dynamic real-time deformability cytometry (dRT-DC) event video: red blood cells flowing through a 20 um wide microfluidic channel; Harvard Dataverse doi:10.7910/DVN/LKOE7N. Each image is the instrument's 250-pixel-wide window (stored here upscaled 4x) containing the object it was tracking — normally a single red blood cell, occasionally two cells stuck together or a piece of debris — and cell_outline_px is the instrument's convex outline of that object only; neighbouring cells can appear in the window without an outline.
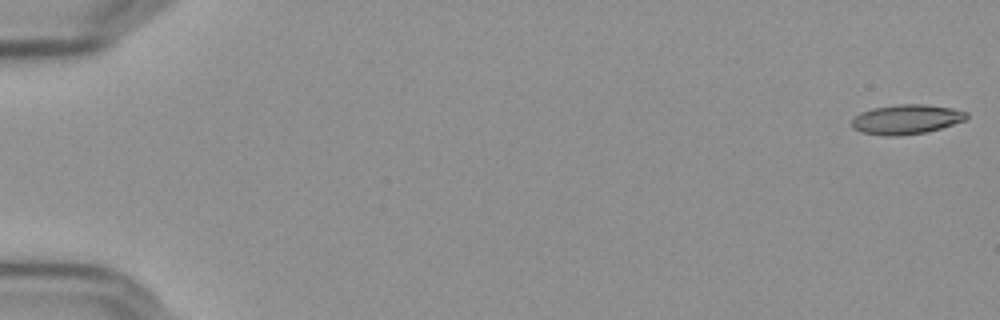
{"species": "Egyptian fruit bat (a non-hibernating species)", "species_latin": "Rousettus aegyptiacus", "temperature_condition": "cold", "stored_images_in_passage": 57, "camera_frame_rate_fps": 3000, "um_per_image_px": 0.085, "frame": {"image": 1, "passage_image": 1, "time_ms": 0.0, "image_size_px": [1000, 320], "cell_outline_px": [[968, 120], [928, 132], [896, 136], [884, 136], [860, 132], [852, 128], [852, 120], [860, 112], [872, 108], [900, 104], [924, 104], [952, 108], [968, 112]], "centroid_in_image_um": [77.07, 10.15], "position_along_channel_um": 7.9, "area_um2": 20.06}}
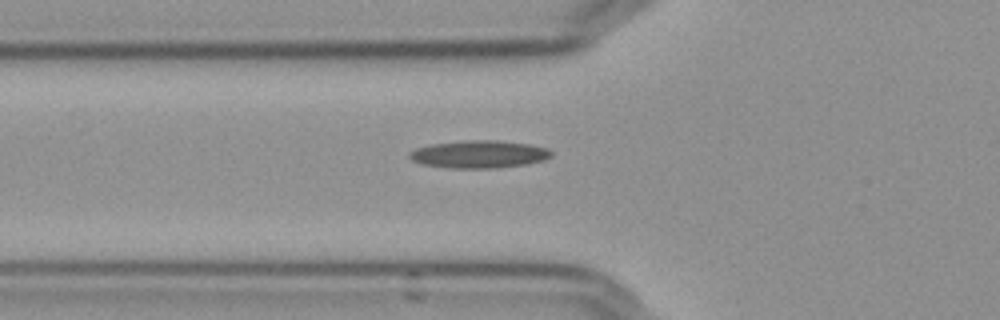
{"frame": {"image": 2, "passage_image": 21, "time_ms": 6.667, "image_size_px": [1000, 320], "cell_outline_px": [[552, 156], [544, 160], [528, 164], [496, 168], [452, 168], [424, 164], [412, 160], [408, 156], [408, 152], [416, 148], [432, 144], [464, 140], [500, 140], [528, 144], [548, 148], [552, 152]], "centroid_in_image_um": [40.74, 13.1], "position_along_channel_um": 85.1, "area_um2": 22.89}}
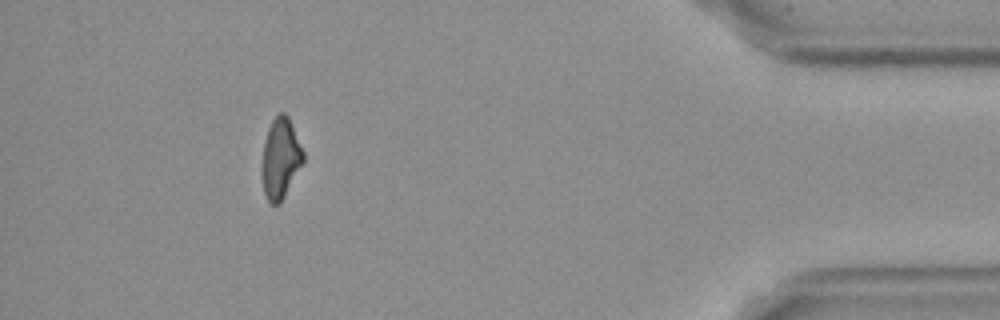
{"frame": {"image": 3, "passage_image": 52, "time_ms": 17.0, "image_size_px": [1000, 320], "cell_outline_px": [[304, 160], [280, 204], [272, 204], [268, 200], [264, 192], [264, 140], [268, 128], [272, 120], [280, 112], [284, 112], [288, 116], [292, 124], [304, 152]], "centroid_in_image_um": [23.88, 13.42], "position_along_channel_um": 411.3, "area_um2": 18.73}}